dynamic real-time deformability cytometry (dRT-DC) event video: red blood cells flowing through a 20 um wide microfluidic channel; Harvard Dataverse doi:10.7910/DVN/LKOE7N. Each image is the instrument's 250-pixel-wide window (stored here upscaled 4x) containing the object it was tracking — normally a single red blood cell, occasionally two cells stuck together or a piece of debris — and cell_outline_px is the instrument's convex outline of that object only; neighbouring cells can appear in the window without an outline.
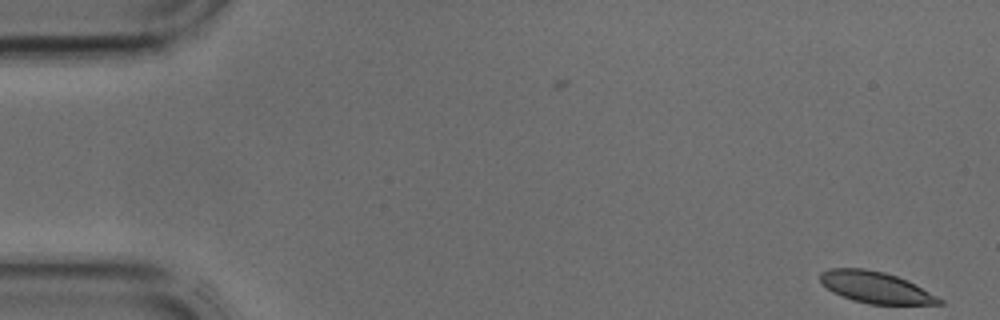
{"species": "common noctule bat (a hibernating species)", "species_latin": "Nyctalus noctula", "temperature_condition": "cold", "stored_images_in_passage": 42, "camera_frame_rate_fps": 3000, "um_per_image_px": 0.085, "animal": {"sex": "male", "body_mass_g": 17.9, "forearm_length_mm": 54.2}, "frame": {"image": 1, "passage_image": 1, "time_ms": 0.0, "image_size_px": [1000, 320], "cell_outline_px": [[944, 304], [868, 304], [852, 300], [832, 292], [820, 280], [820, 272], [828, 268], [864, 268], [884, 272], [896, 276], [944, 300]], "centroid_in_image_um": [74.37, 24.42], "position_along_channel_um": 10.6, "area_um2": 21.44}}
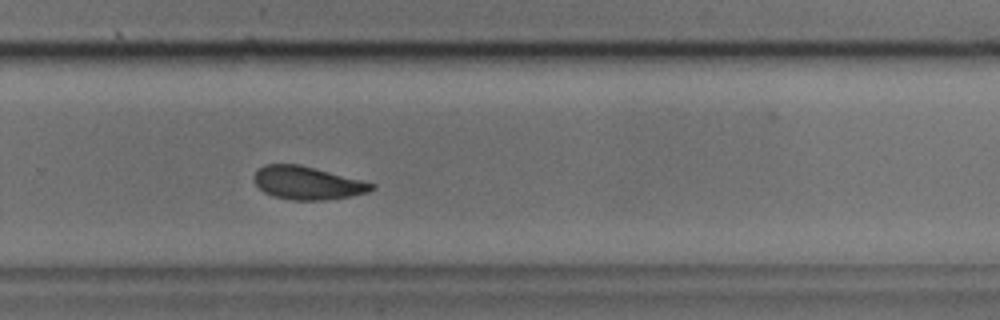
{"frame": {"image": 2, "passage_image": 28, "time_ms": 9.0, "image_size_px": [1000, 320], "cell_outline_px": [[376, 188], [368, 192], [352, 196], [324, 200], [292, 200], [276, 196], [264, 192], [256, 184], [252, 176], [264, 164], [300, 164], [376, 184]], "centroid_in_image_um": [26.14, 15.55], "position_along_channel_um": 303.7, "area_um2": 22.54}}
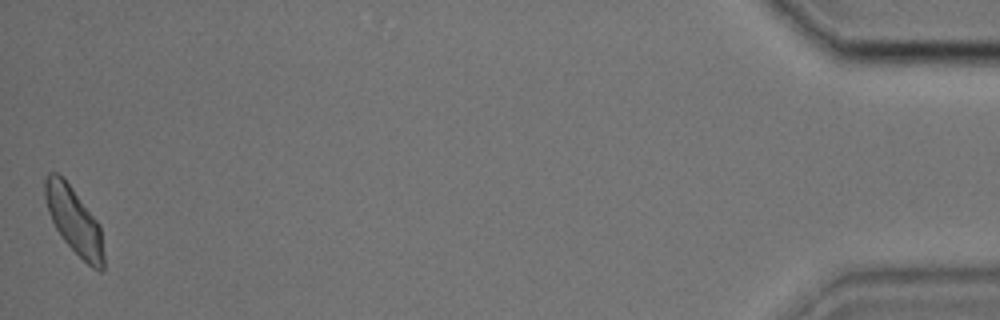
{"frame": {"image": 3, "passage_image": 42, "time_ms": 13.667, "image_size_px": [1000, 320], "cell_outline_px": [[104, 268], [100, 272], [92, 268], [64, 240], [56, 228], [48, 212], [44, 196], [44, 180], [48, 172], [56, 172], [72, 188], [100, 224], [104, 256]], "centroid_in_image_um": [6.3, 18.76], "position_along_channel_um": 428.9, "area_um2": 22.48}}